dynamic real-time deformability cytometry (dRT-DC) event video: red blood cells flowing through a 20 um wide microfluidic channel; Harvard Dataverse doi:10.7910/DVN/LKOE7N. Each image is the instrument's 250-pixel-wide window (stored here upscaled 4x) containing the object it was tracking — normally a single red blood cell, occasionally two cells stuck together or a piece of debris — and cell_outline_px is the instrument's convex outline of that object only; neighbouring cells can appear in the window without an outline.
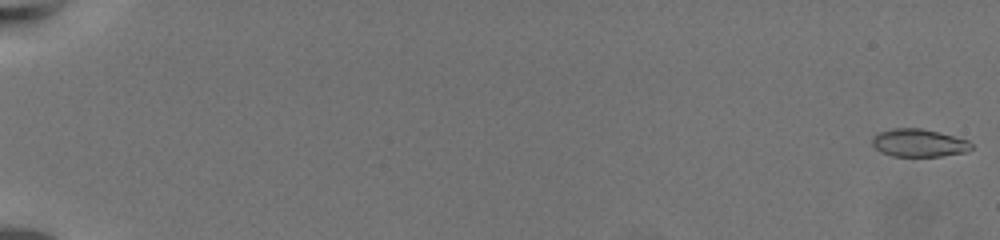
{"species": "common noctule bat (a hibernating species)", "species_latin": "Nyctalus noctula", "temperature_condition": "warm", "stored_images_in_passage": 65, "camera_frame_rate_fps": 3000, "um_per_image_px": 0.085, "animal": {"sex": "female", "body_mass_g": 19.5, "forearm_length_mm": 54.1}, "frame": {"image": 1, "passage_image": 1, "time_ms": 0.0, "image_size_px": [1000, 240], "cell_outline_px": [[972, 148], [964, 152], [944, 156], [892, 156], [880, 152], [872, 144], [872, 136], [880, 132], [892, 128], [920, 128], [968, 140], [972, 144]], "centroid_in_image_um": [78.06, 12.15], "position_along_channel_um": 6.9, "area_um2": 15.95}}
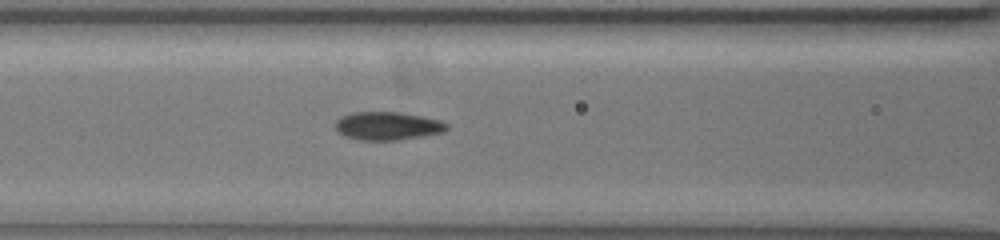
{"frame": {"image": 2, "passage_image": 32, "time_ms": 10.333, "image_size_px": [1000, 240], "cell_outline_px": [[448, 128], [444, 132], [424, 136], [400, 140], [360, 140], [344, 136], [336, 128], [336, 120], [340, 116], [352, 112], [400, 112], [424, 116], [440, 120], [448, 124]], "centroid_in_image_um": [32.97, 10.7], "position_along_channel_um": 133.6, "area_um2": 18.5}}
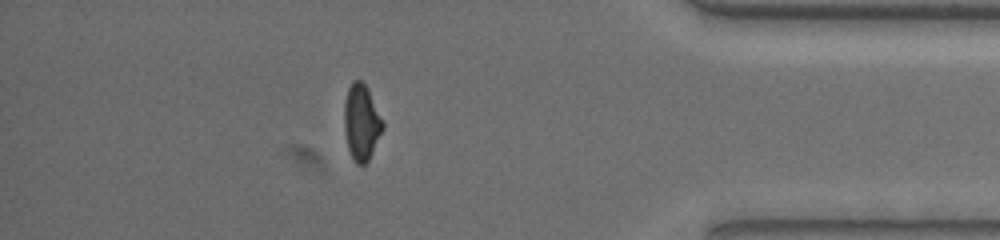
{"frame": {"image": 3, "passage_image": 58, "time_ms": 19.0, "image_size_px": [1000, 240], "cell_outline_px": [[384, 128], [368, 160], [364, 164], [356, 164], [348, 148], [344, 128], [344, 104], [348, 88], [352, 80], [360, 80], [368, 88], [384, 120]], "centroid_in_image_um": [30.73, 10.36], "position_along_channel_um": 404.5, "area_um2": 17.11}, "authors_computed_cell_mechanics": {"area_um2": 17.2244, "velocity_mm_per_s": 3.4442, "shape_relaxation_time_tau1_ms": 6.861, "shape_relaxation_time_tau2_ms": 1.6325, "deformation_change_tau1": 0.172, "deformation_change_tau2": 0.054}}